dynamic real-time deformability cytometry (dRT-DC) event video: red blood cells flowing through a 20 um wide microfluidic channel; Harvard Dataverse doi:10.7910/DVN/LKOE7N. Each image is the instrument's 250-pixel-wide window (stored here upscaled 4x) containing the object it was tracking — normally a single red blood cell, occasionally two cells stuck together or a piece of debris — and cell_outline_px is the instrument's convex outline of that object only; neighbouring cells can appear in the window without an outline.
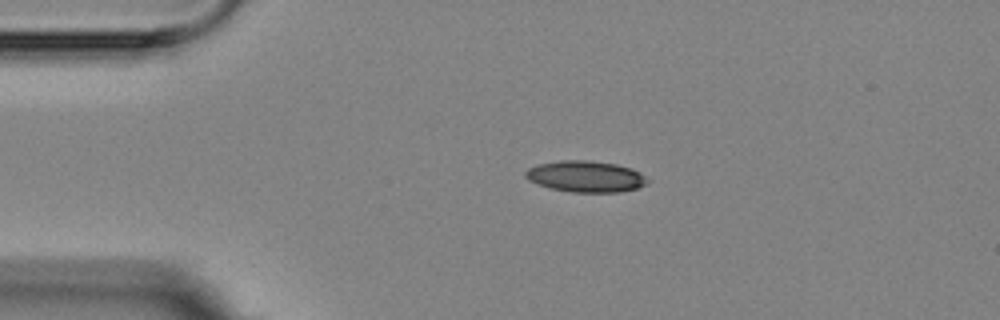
{"species": "Egyptian fruit bat (a non-hibernating species)", "species_latin": "Rousettus aegyptiacus", "temperature_condition": "room temperature", "stored_images_in_passage": 2, "camera_frame_rate_fps": 3000, "um_per_image_px": 0.085, "animal": {"sex": "female"}, "frame": {"image": 1, "passage_image": 1, "time_ms": 0.0, "image_size_px": [1000, 320], "cell_outline_px": [[652, 180], [648, 184], [636, 188], [620, 192], [572, 192], [548, 188], [528, 180], [524, 176], [524, 172], [528, 168], [536, 164], [560, 160], [592, 160], [616, 164], [632, 168], [640, 172]], "centroid_in_image_um": [49.8, 14.99], "position_along_channel_um": 35.2, "area_um2": 22.66}}